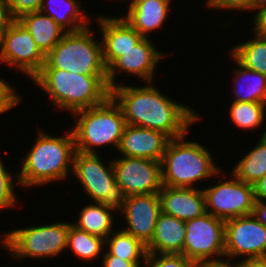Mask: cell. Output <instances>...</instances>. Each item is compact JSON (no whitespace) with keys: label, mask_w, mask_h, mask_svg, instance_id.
Masks as SVG:
<instances>
[{"label":"cell","mask_w":266,"mask_h":267,"mask_svg":"<svg viewBox=\"0 0 266 267\" xmlns=\"http://www.w3.org/2000/svg\"><path fill=\"white\" fill-rule=\"evenodd\" d=\"M154 84L147 82L137 87L118 82L111 88V97L120 106L126 124L157 130L171 139L189 133L202 117L191 106L163 94Z\"/></svg>","instance_id":"obj_1"},{"label":"cell","mask_w":266,"mask_h":267,"mask_svg":"<svg viewBox=\"0 0 266 267\" xmlns=\"http://www.w3.org/2000/svg\"><path fill=\"white\" fill-rule=\"evenodd\" d=\"M75 152L71 129L63 137L39 130L35 143L21 158L18 173L20 187L39 188L43 184L46 186L56 181H67L69 172L72 174Z\"/></svg>","instance_id":"obj_2"},{"label":"cell","mask_w":266,"mask_h":267,"mask_svg":"<svg viewBox=\"0 0 266 267\" xmlns=\"http://www.w3.org/2000/svg\"><path fill=\"white\" fill-rule=\"evenodd\" d=\"M49 95L52 105L71 114L104 103L111 96L107 75H84L61 69H41L32 79Z\"/></svg>","instance_id":"obj_3"},{"label":"cell","mask_w":266,"mask_h":267,"mask_svg":"<svg viewBox=\"0 0 266 267\" xmlns=\"http://www.w3.org/2000/svg\"><path fill=\"white\" fill-rule=\"evenodd\" d=\"M187 135L172 138L167 146L161 160L163 186L195 188L198 181L220 176L223 172L210 150L198 140L188 141Z\"/></svg>","instance_id":"obj_4"},{"label":"cell","mask_w":266,"mask_h":267,"mask_svg":"<svg viewBox=\"0 0 266 267\" xmlns=\"http://www.w3.org/2000/svg\"><path fill=\"white\" fill-rule=\"evenodd\" d=\"M72 130L76 151L97 154V148L110 146L118 149L126 120L120 106L110 96L104 103L72 114Z\"/></svg>","instance_id":"obj_5"},{"label":"cell","mask_w":266,"mask_h":267,"mask_svg":"<svg viewBox=\"0 0 266 267\" xmlns=\"http://www.w3.org/2000/svg\"><path fill=\"white\" fill-rule=\"evenodd\" d=\"M90 27L89 25L76 32H66L46 55L42 69H61L84 75H107L101 40L95 39Z\"/></svg>","instance_id":"obj_6"},{"label":"cell","mask_w":266,"mask_h":267,"mask_svg":"<svg viewBox=\"0 0 266 267\" xmlns=\"http://www.w3.org/2000/svg\"><path fill=\"white\" fill-rule=\"evenodd\" d=\"M71 224V221L59 220L52 224L15 228L3 235L0 233V244L16 261L27 258H57L67 248Z\"/></svg>","instance_id":"obj_7"},{"label":"cell","mask_w":266,"mask_h":267,"mask_svg":"<svg viewBox=\"0 0 266 267\" xmlns=\"http://www.w3.org/2000/svg\"><path fill=\"white\" fill-rule=\"evenodd\" d=\"M108 161L104 162L98 153L76 151L71 175H75L90 200L118 212L124 206L127 196L116 182L112 159Z\"/></svg>","instance_id":"obj_8"},{"label":"cell","mask_w":266,"mask_h":267,"mask_svg":"<svg viewBox=\"0 0 266 267\" xmlns=\"http://www.w3.org/2000/svg\"><path fill=\"white\" fill-rule=\"evenodd\" d=\"M183 256L196 267L225 263V221L210 213L185 221ZM219 257V258H218Z\"/></svg>","instance_id":"obj_9"},{"label":"cell","mask_w":266,"mask_h":267,"mask_svg":"<svg viewBox=\"0 0 266 267\" xmlns=\"http://www.w3.org/2000/svg\"><path fill=\"white\" fill-rule=\"evenodd\" d=\"M227 177L228 180L223 181L221 177L216 185L202 189L206 212L224 221L252 214L255 203L253 185L233 174Z\"/></svg>","instance_id":"obj_10"},{"label":"cell","mask_w":266,"mask_h":267,"mask_svg":"<svg viewBox=\"0 0 266 267\" xmlns=\"http://www.w3.org/2000/svg\"><path fill=\"white\" fill-rule=\"evenodd\" d=\"M46 56L35 43L28 29L14 20L0 41V63L26 75L31 80L40 72Z\"/></svg>","instance_id":"obj_11"},{"label":"cell","mask_w":266,"mask_h":267,"mask_svg":"<svg viewBox=\"0 0 266 267\" xmlns=\"http://www.w3.org/2000/svg\"><path fill=\"white\" fill-rule=\"evenodd\" d=\"M237 257H266V226L252 214L225 221V263L233 264Z\"/></svg>","instance_id":"obj_12"},{"label":"cell","mask_w":266,"mask_h":267,"mask_svg":"<svg viewBox=\"0 0 266 267\" xmlns=\"http://www.w3.org/2000/svg\"><path fill=\"white\" fill-rule=\"evenodd\" d=\"M116 182L125 195L159 193L163 187L161 162L122 156L112 159Z\"/></svg>","instance_id":"obj_13"},{"label":"cell","mask_w":266,"mask_h":267,"mask_svg":"<svg viewBox=\"0 0 266 267\" xmlns=\"http://www.w3.org/2000/svg\"><path fill=\"white\" fill-rule=\"evenodd\" d=\"M154 44L151 38H142L132 48L124 52L107 69L109 88L111 89L118 85L116 78L122 72L142 79L145 84L153 82L156 76L155 70L158 69L159 62L167 56L165 52L157 49V45Z\"/></svg>","instance_id":"obj_14"},{"label":"cell","mask_w":266,"mask_h":267,"mask_svg":"<svg viewBox=\"0 0 266 267\" xmlns=\"http://www.w3.org/2000/svg\"><path fill=\"white\" fill-rule=\"evenodd\" d=\"M118 213L123 214L125 221L122 229L147 245L152 240L161 213L159 195L153 193L128 196Z\"/></svg>","instance_id":"obj_15"},{"label":"cell","mask_w":266,"mask_h":267,"mask_svg":"<svg viewBox=\"0 0 266 267\" xmlns=\"http://www.w3.org/2000/svg\"><path fill=\"white\" fill-rule=\"evenodd\" d=\"M99 24L103 59L108 69L124 52L132 48L143 37L122 17L100 15ZM102 37V38H101Z\"/></svg>","instance_id":"obj_16"},{"label":"cell","mask_w":266,"mask_h":267,"mask_svg":"<svg viewBox=\"0 0 266 267\" xmlns=\"http://www.w3.org/2000/svg\"><path fill=\"white\" fill-rule=\"evenodd\" d=\"M171 138L160 131L127 124L117 149L120 156L161 162Z\"/></svg>","instance_id":"obj_17"},{"label":"cell","mask_w":266,"mask_h":267,"mask_svg":"<svg viewBox=\"0 0 266 267\" xmlns=\"http://www.w3.org/2000/svg\"><path fill=\"white\" fill-rule=\"evenodd\" d=\"M161 212L187 221L206 213L205 197L201 189L163 186L158 193Z\"/></svg>","instance_id":"obj_18"},{"label":"cell","mask_w":266,"mask_h":267,"mask_svg":"<svg viewBox=\"0 0 266 267\" xmlns=\"http://www.w3.org/2000/svg\"><path fill=\"white\" fill-rule=\"evenodd\" d=\"M127 15L122 17L143 37L151 38L150 33L162 29L169 18L170 0H144L127 2ZM152 31V32H151Z\"/></svg>","instance_id":"obj_19"},{"label":"cell","mask_w":266,"mask_h":267,"mask_svg":"<svg viewBox=\"0 0 266 267\" xmlns=\"http://www.w3.org/2000/svg\"><path fill=\"white\" fill-rule=\"evenodd\" d=\"M185 235V221L161 212L152 240L146 245L147 253L183 255Z\"/></svg>","instance_id":"obj_20"},{"label":"cell","mask_w":266,"mask_h":267,"mask_svg":"<svg viewBox=\"0 0 266 267\" xmlns=\"http://www.w3.org/2000/svg\"><path fill=\"white\" fill-rule=\"evenodd\" d=\"M78 0H42L40 10L51 17L66 32H76L89 26L91 17L81 9Z\"/></svg>","instance_id":"obj_21"},{"label":"cell","mask_w":266,"mask_h":267,"mask_svg":"<svg viewBox=\"0 0 266 267\" xmlns=\"http://www.w3.org/2000/svg\"><path fill=\"white\" fill-rule=\"evenodd\" d=\"M229 55L238 67L232 72L235 75L232 79L233 101L266 103V75L244 67L231 54Z\"/></svg>","instance_id":"obj_22"},{"label":"cell","mask_w":266,"mask_h":267,"mask_svg":"<svg viewBox=\"0 0 266 267\" xmlns=\"http://www.w3.org/2000/svg\"><path fill=\"white\" fill-rule=\"evenodd\" d=\"M18 20L28 29L38 48L45 56L66 33L51 17L41 11L27 13Z\"/></svg>","instance_id":"obj_23"},{"label":"cell","mask_w":266,"mask_h":267,"mask_svg":"<svg viewBox=\"0 0 266 267\" xmlns=\"http://www.w3.org/2000/svg\"><path fill=\"white\" fill-rule=\"evenodd\" d=\"M84 206L77 213L80 214L79 219L72 224L80 230L106 239L115 230L114 213L117 211L98 202Z\"/></svg>","instance_id":"obj_24"},{"label":"cell","mask_w":266,"mask_h":267,"mask_svg":"<svg viewBox=\"0 0 266 267\" xmlns=\"http://www.w3.org/2000/svg\"><path fill=\"white\" fill-rule=\"evenodd\" d=\"M253 39L238 43L229 53L244 67L266 75V36L252 28Z\"/></svg>","instance_id":"obj_25"},{"label":"cell","mask_w":266,"mask_h":267,"mask_svg":"<svg viewBox=\"0 0 266 267\" xmlns=\"http://www.w3.org/2000/svg\"><path fill=\"white\" fill-rule=\"evenodd\" d=\"M257 141L255 147L244 153L245 156L239 159L231 171L236 178L251 185L266 175V141L261 138Z\"/></svg>","instance_id":"obj_26"},{"label":"cell","mask_w":266,"mask_h":267,"mask_svg":"<svg viewBox=\"0 0 266 267\" xmlns=\"http://www.w3.org/2000/svg\"><path fill=\"white\" fill-rule=\"evenodd\" d=\"M68 249L83 262L100 260L99 256L102 257L101 254L105 250V239L80 230L71 224L66 250Z\"/></svg>","instance_id":"obj_27"},{"label":"cell","mask_w":266,"mask_h":267,"mask_svg":"<svg viewBox=\"0 0 266 267\" xmlns=\"http://www.w3.org/2000/svg\"><path fill=\"white\" fill-rule=\"evenodd\" d=\"M105 248L114 256L124 260H146L147 246L122 228L114 230L105 239Z\"/></svg>","instance_id":"obj_28"},{"label":"cell","mask_w":266,"mask_h":267,"mask_svg":"<svg viewBox=\"0 0 266 267\" xmlns=\"http://www.w3.org/2000/svg\"><path fill=\"white\" fill-rule=\"evenodd\" d=\"M229 111L231 123L239 129L259 130L266 122V103L232 101Z\"/></svg>","instance_id":"obj_29"},{"label":"cell","mask_w":266,"mask_h":267,"mask_svg":"<svg viewBox=\"0 0 266 267\" xmlns=\"http://www.w3.org/2000/svg\"><path fill=\"white\" fill-rule=\"evenodd\" d=\"M1 155V154H0ZM3 159L0 156V210L2 209H11L14 206H17V193L15 192V188L17 185L20 187V183L18 181V174L15 176H12L11 171L9 172L6 170V166ZM17 179V181H13L14 178ZM15 183V184H14ZM16 185V186H15ZM11 207V208H10Z\"/></svg>","instance_id":"obj_30"},{"label":"cell","mask_w":266,"mask_h":267,"mask_svg":"<svg viewBox=\"0 0 266 267\" xmlns=\"http://www.w3.org/2000/svg\"><path fill=\"white\" fill-rule=\"evenodd\" d=\"M142 267H196L182 254H147Z\"/></svg>","instance_id":"obj_31"},{"label":"cell","mask_w":266,"mask_h":267,"mask_svg":"<svg viewBox=\"0 0 266 267\" xmlns=\"http://www.w3.org/2000/svg\"><path fill=\"white\" fill-rule=\"evenodd\" d=\"M5 80V81H4ZM7 79L0 77V114H5L11 109L15 108L17 105L21 104L23 98L16 93V87L9 84Z\"/></svg>","instance_id":"obj_32"},{"label":"cell","mask_w":266,"mask_h":267,"mask_svg":"<svg viewBox=\"0 0 266 267\" xmlns=\"http://www.w3.org/2000/svg\"><path fill=\"white\" fill-rule=\"evenodd\" d=\"M205 6L209 9H217V10H229L230 11H254L257 0H206Z\"/></svg>","instance_id":"obj_33"},{"label":"cell","mask_w":266,"mask_h":267,"mask_svg":"<svg viewBox=\"0 0 266 267\" xmlns=\"http://www.w3.org/2000/svg\"><path fill=\"white\" fill-rule=\"evenodd\" d=\"M42 0H6V5L14 20L27 13H32L40 10Z\"/></svg>","instance_id":"obj_34"},{"label":"cell","mask_w":266,"mask_h":267,"mask_svg":"<svg viewBox=\"0 0 266 267\" xmlns=\"http://www.w3.org/2000/svg\"><path fill=\"white\" fill-rule=\"evenodd\" d=\"M102 255V267H142L146 261L124 260L118 256L111 255L106 249Z\"/></svg>","instance_id":"obj_35"},{"label":"cell","mask_w":266,"mask_h":267,"mask_svg":"<svg viewBox=\"0 0 266 267\" xmlns=\"http://www.w3.org/2000/svg\"><path fill=\"white\" fill-rule=\"evenodd\" d=\"M14 21L8 6L6 5V0H0V41L3 34L7 31L10 24Z\"/></svg>","instance_id":"obj_36"},{"label":"cell","mask_w":266,"mask_h":267,"mask_svg":"<svg viewBox=\"0 0 266 267\" xmlns=\"http://www.w3.org/2000/svg\"><path fill=\"white\" fill-rule=\"evenodd\" d=\"M253 19V29L266 36V8L262 9Z\"/></svg>","instance_id":"obj_37"},{"label":"cell","mask_w":266,"mask_h":267,"mask_svg":"<svg viewBox=\"0 0 266 267\" xmlns=\"http://www.w3.org/2000/svg\"><path fill=\"white\" fill-rule=\"evenodd\" d=\"M253 187L255 201L266 202V175L260 178Z\"/></svg>","instance_id":"obj_38"},{"label":"cell","mask_w":266,"mask_h":267,"mask_svg":"<svg viewBox=\"0 0 266 267\" xmlns=\"http://www.w3.org/2000/svg\"><path fill=\"white\" fill-rule=\"evenodd\" d=\"M236 267H266V257L249 258L235 262Z\"/></svg>","instance_id":"obj_39"},{"label":"cell","mask_w":266,"mask_h":267,"mask_svg":"<svg viewBox=\"0 0 266 267\" xmlns=\"http://www.w3.org/2000/svg\"><path fill=\"white\" fill-rule=\"evenodd\" d=\"M252 215L266 226V202L255 201Z\"/></svg>","instance_id":"obj_40"},{"label":"cell","mask_w":266,"mask_h":267,"mask_svg":"<svg viewBox=\"0 0 266 267\" xmlns=\"http://www.w3.org/2000/svg\"><path fill=\"white\" fill-rule=\"evenodd\" d=\"M264 8H266V0H257V4L254 10L257 11V13L254 15V17Z\"/></svg>","instance_id":"obj_41"},{"label":"cell","mask_w":266,"mask_h":267,"mask_svg":"<svg viewBox=\"0 0 266 267\" xmlns=\"http://www.w3.org/2000/svg\"><path fill=\"white\" fill-rule=\"evenodd\" d=\"M200 267H236L234 264L222 263V264H207Z\"/></svg>","instance_id":"obj_42"},{"label":"cell","mask_w":266,"mask_h":267,"mask_svg":"<svg viewBox=\"0 0 266 267\" xmlns=\"http://www.w3.org/2000/svg\"><path fill=\"white\" fill-rule=\"evenodd\" d=\"M265 125H266V123H265ZM265 129H266V128H265ZM260 138H261L262 140H266V130H263V134H261Z\"/></svg>","instance_id":"obj_43"},{"label":"cell","mask_w":266,"mask_h":267,"mask_svg":"<svg viewBox=\"0 0 266 267\" xmlns=\"http://www.w3.org/2000/svg\"><path fill=\"white\" fill-rule=\"evenodd\" d=\"M130 2H140V1H144V0H129ZM171 1V0H170Z\"/></svg>","instance_id":"obj_44"}]
</instances>
